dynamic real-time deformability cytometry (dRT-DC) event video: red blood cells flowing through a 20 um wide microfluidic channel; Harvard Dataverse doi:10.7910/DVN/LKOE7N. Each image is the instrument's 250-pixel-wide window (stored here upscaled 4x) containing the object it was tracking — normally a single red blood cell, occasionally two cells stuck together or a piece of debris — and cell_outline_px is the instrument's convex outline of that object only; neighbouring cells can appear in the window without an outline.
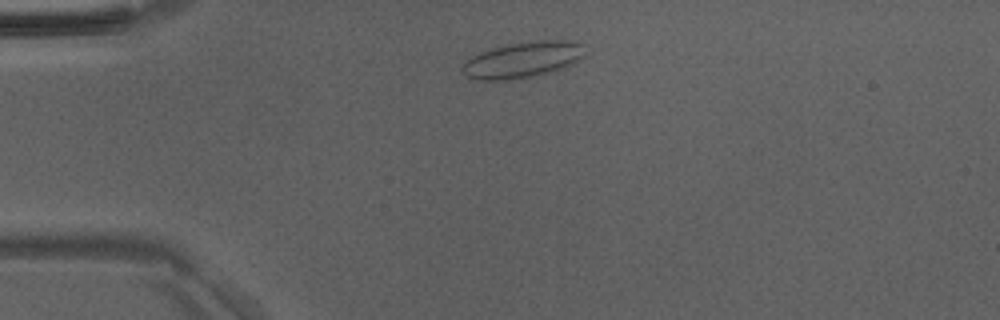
{"species": "Egyptian fruit bat (a non-hibernating species)", "species_latin": "Rousettus aegyptiacus", "temperature_condition": "room temperature", "stored_images_in_passage": 40, "camera_frame_rate_fps": 3000, "um_per_image_px": 0.085, "animal": {"sex": "male"}, "frame": {"image": 1, "passage_image": 3, "time_ms": 0.667, "image_size_px": [1000, 320], "cell_outline_px": [[584, 56], [560, 68], [548, 72], [532, 76], [500, 80], [476, 80], [460, 72], [460, 68], [472, 56], [480, 52], [492, 48], [508, 44], [536, 40], [576, 40], [584, 44]], "centroid_in_image_um": [44.41, 5.06], "position_along_channel_um": 40.6, "area_um2": 25.43}}
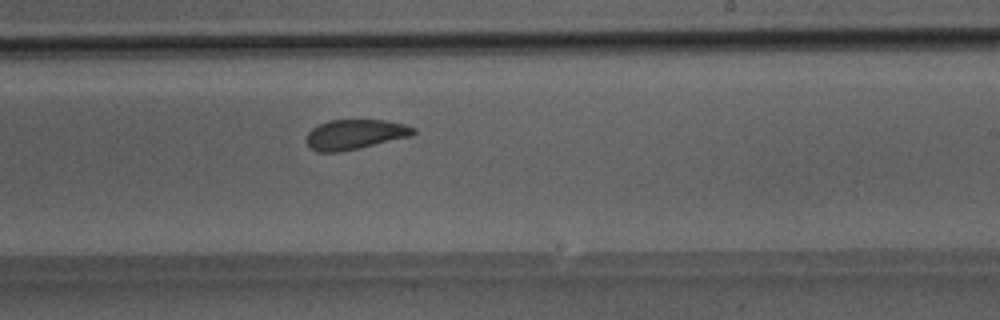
{"frame": {"image": 2, "passage_image": 21, "time_ms": 6.667, "image_size_px": [1000, 320], "cell_outline_px": [[416, 132], [412, 136], [360, 148], [340, 152], [320, 152], [312, 148], [308, 144], [308, 132], [312, 128], [328, 120], [384, 120], [404, 124], [416, 128]], "centroid_in_image_um": [30.22, 11.42], "position_along_channel_um": 258.8, "area_um2": 18.55}}
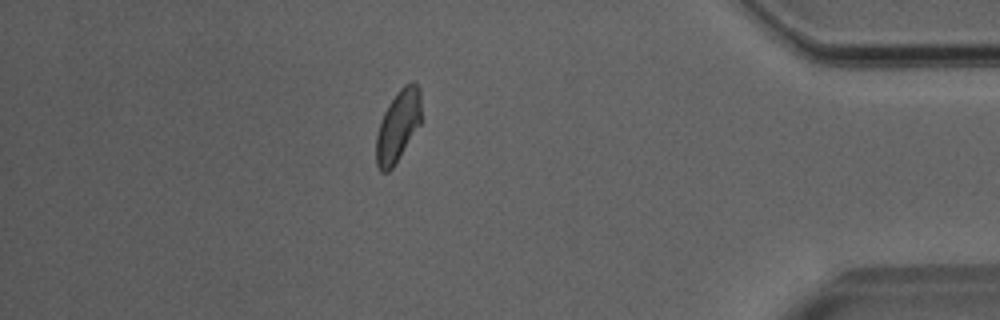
{"frame": {"image": 3, "passage_image": 34, "time_ms": 11.0, "image_size_px": [1000, 320], "cell_outline_px": [[420, 124], [392, 168], [388, 172], [380, 172], [376, 164], [376, 136], [380, 120], [388, 104], [400, 88], [404, 84], [412, 80], [420, 88]], "centroid_in_image_um": [33.81, 10.69], "position_along_channel_um": 401.4, "area_um2": 18.67}}